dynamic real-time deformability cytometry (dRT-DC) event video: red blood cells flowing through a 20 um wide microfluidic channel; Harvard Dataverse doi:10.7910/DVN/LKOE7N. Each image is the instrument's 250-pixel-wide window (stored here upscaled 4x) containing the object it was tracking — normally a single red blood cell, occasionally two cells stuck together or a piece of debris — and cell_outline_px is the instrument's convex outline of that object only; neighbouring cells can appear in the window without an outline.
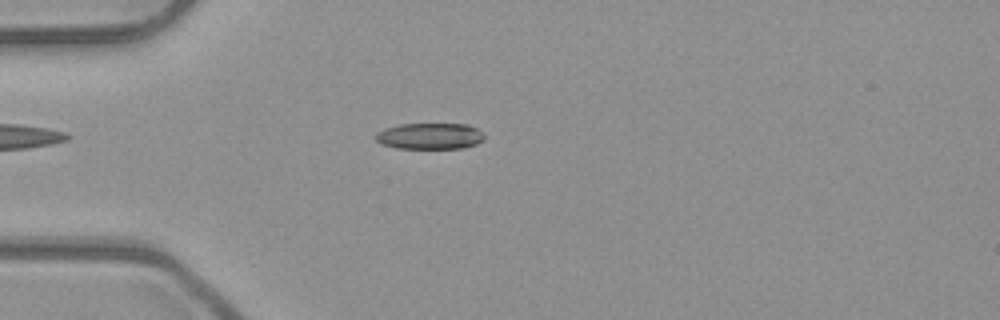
{"species": "common noctule bat (a hibernating species)", "species_latin": "Nyctalus noctula", "temperature_condition": "room temperature", "stored_images_in_passage": 6, "camera_frame_rate_fps": 3000, "um_per_image_px": 0.085, "animal": {"sex": "male", "body_mass_g": 23.1, "forearm_length_mm": 52.7}, "frame": {"image": 1, "passage_image": 5, "time_ms": 1.333, "image_size_px": [1000, 320], "cell_outline_px": [[484, 140], [476, 144], [464, 148], [396, 148], [384, 144], [376, 140], [376, 132], [384, 128], [400, 124], [468, 124], [476, 128], [484, 136]], "centroid_in_image_um": [36.54, 11.56], "position_along_channel_um": 48.5, "area_um2": 16.53}}